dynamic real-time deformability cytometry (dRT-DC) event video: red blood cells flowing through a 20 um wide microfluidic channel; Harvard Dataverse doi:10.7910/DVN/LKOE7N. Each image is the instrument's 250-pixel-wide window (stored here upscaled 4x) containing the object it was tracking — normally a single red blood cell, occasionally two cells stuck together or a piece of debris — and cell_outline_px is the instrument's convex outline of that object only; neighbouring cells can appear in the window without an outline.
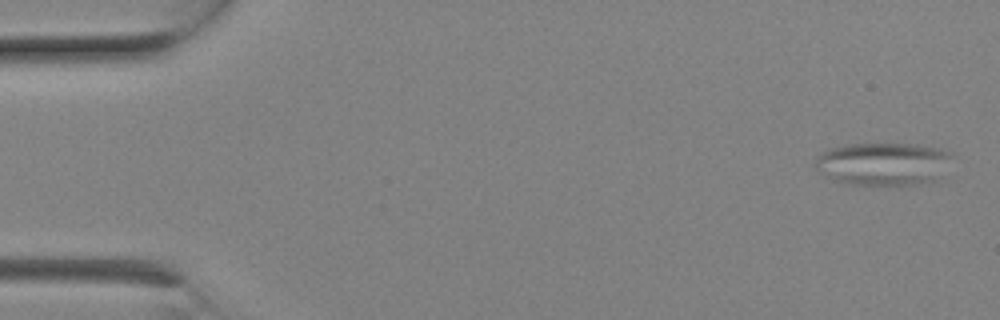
{"species": "Egyptian fruit bat (a non-hibernating species)", "species_latin": "Rousettus aegyptiacus", "temperature_condition": "room temperature", "stored_images_in_passage": 6, "camera_frame_rate_fps": 3000, "um_per_image_px": 0.085, "animal": {"sex": "female"}, "frame": {"image": 1, "passage_image": 1, "time_ms": 0.0, "image_size_px": [1000, 320], "cell_outline_px": [[956, 156], [940, 176], [936, 180], [896, 188], [872, 188], [844, 184], [832, 180], [816, 168], [816, 156], [828, 148], [844, 144], [916, 144], [936, 148], [952, 152]], "centroid_in_image_um": [75.09, 13.98], "position_along_channel_um": 9.9, "area_um2": 35.78}}
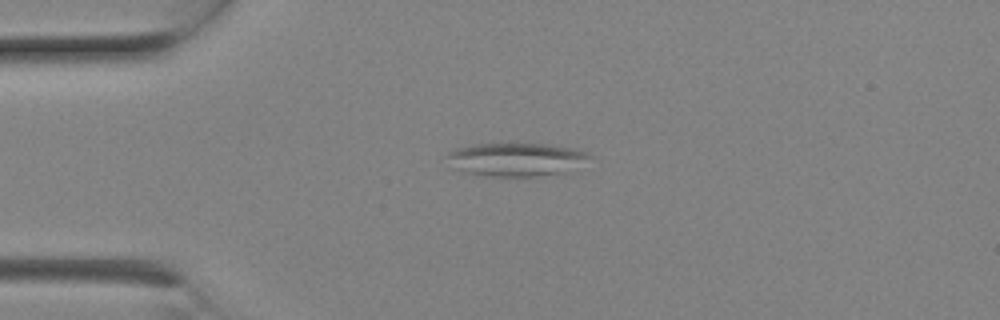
{"frame": {"image": 2, "passage_image": 5, "time_ms": 1.333, "image_size_px": [1000, 320], "cell_outline_px": [[592, 156], [564, 172], [532, 176], [488, 176], [468, 172], [456, 168], [448, 156], [448, 152], [456, 148], [472, 144], [500, 140], [548, 144], [576, 148], [588, 152]], "centroid_in_image_um": [43.86, 13.47], "position_along_channel_um": 41.1, "area_um2": 28.09}}